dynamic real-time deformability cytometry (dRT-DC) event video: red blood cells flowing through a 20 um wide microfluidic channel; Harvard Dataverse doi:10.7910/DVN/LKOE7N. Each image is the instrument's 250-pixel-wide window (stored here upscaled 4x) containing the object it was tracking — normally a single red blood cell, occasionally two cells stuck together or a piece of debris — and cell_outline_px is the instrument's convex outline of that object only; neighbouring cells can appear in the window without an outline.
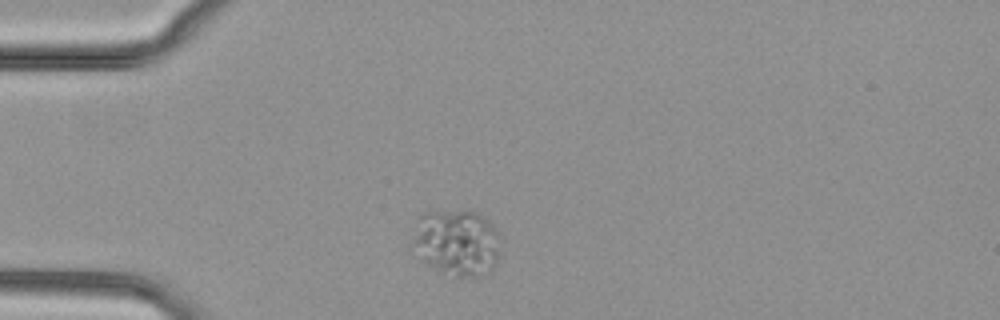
{"species": "common noctule bat (a hibernating species)", "species_latin": "Nyctalus noctula", "temperature_condition": "cold", "stored_images_in_passage": 2, "camera_frame_rate_fps": 3000, "um_per_image_px": 0.085, "animal": {"sex": "female", "body_mass_g": 29.2, "forearm_length_mm": 56.3}, "frame": {"image": 1, "passage_image": 1, "time_ms": 0.0, "image_size_px": [1000, 320], "cell_outline_px": [[500, 256], [492, 268], [484, 276], [468, 280], [452, 280], [420, 260], [412, 240], [416, 220], [424, 212], [468, 208], [484, 216], [500, 232]], "centroid_in_image_um": [38.86, 20.66], "position_along_channel_um": 46.1, "area_um2": 35.95}}